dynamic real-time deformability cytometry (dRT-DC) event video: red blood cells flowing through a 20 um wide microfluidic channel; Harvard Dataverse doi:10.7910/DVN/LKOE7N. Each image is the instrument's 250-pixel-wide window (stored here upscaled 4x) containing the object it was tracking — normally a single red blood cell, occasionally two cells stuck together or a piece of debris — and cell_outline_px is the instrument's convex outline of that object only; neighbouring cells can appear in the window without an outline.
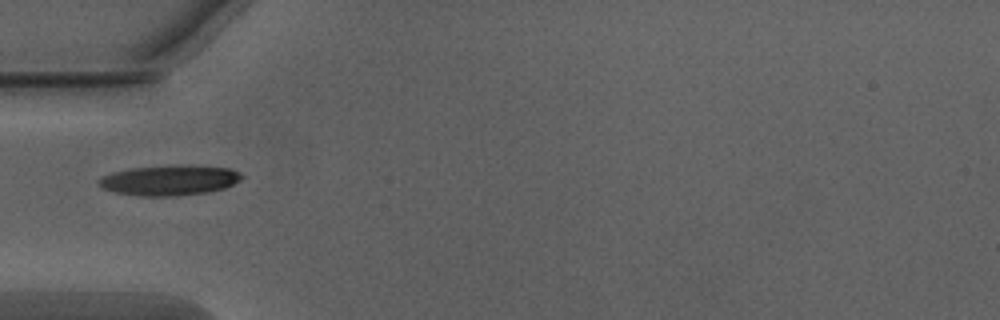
{"species": "Egyptian fruit bat (a non-hibernating species)", "species_latin": "Rousettus aegyptiacus", "temperature_condition": "warm", "stored_images_in_passage": 35, "camera_frame_rate_fps": 3000, "um_per_image_px": 0.085, "animal": {"sex": "male"}, "frame": {"image": 1, "passage_image": 1, "time_ms": 0.0, "image_size_px": [1000, 320], "cell_outline_px": [[244, 176], [240, 180], [224, 188], [208, 192], [176, 196], [136, 196], [116, 192], [104, 188], [96, 184], [96, 180], [112, 172], [132, 168], [228, 168], [240, 172]], "centroid_in_image_um": [14.34, 15.38], "position_along_channel_um": 70.7, "area_um2": 23.93}}
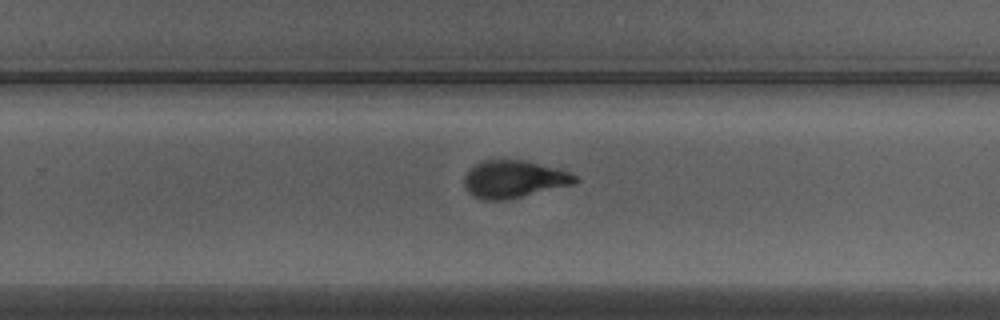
{"frame": {"image": 2, "passage_image": 17, "time_ms": 5.333, "image_size_px": [1000, 320], "cell_outline_px": [[580, 180], [572, 184], [504, 200], [484, 200], [468, 192], [464, 184], [464, 176], [480, 160], [528, 160], [568, 172], [576, 176]], "centroid_in_image_um": [43.66, 15.21], "position_along_channel_um": 286.1, "area_um2": 23.76}}
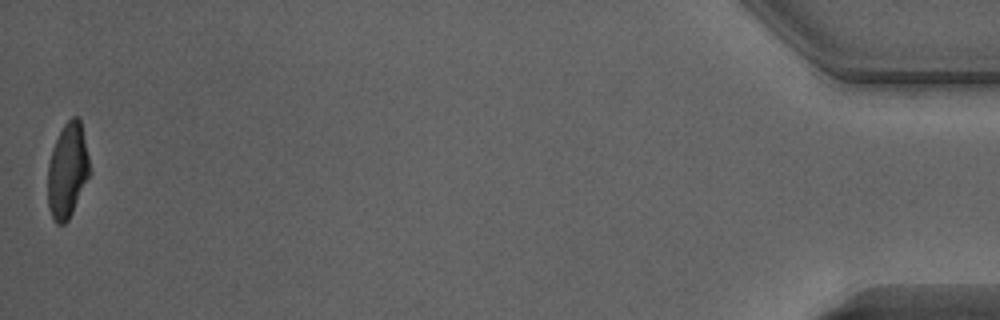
{"frame": {"image": 3, "passage_image": 35, "time_ms": 11.333, "image_size_px": [1000, 320], "cell_outline_px": [[92, 172], [68, 220], [64, 224], [56, 224], [52, 220], [48, 208], [48, 164], [52, 148], [64, 124], [72, 116], [80, 116]], "centroid_in_image_um": [5.75, 14.5], "position_along_channel_um": 429.4, "area_um2": 23.52}, "authors_computed_cell_mechanics": {"area_um2": 24.565, "velocity_mm_per_s": 4.0342, "shape_relaxation_time_tau1_ms": 3.11, "shape_relaxation_time_tau2_ms": 1.1706, "deformation_change_tau1": 0.1542, "deformation_change_tau2": 0.0795}}